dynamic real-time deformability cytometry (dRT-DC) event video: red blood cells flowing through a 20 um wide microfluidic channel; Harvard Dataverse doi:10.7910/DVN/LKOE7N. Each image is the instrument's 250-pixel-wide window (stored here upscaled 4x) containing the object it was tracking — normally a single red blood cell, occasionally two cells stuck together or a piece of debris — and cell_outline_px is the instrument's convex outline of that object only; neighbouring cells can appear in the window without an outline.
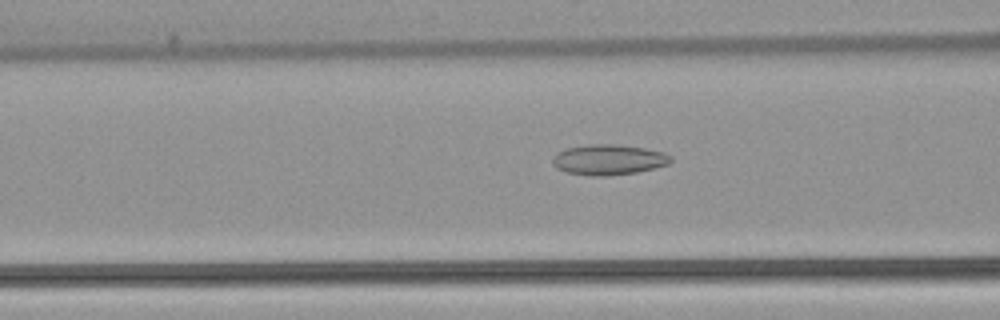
{"species": "common noctule bat (a hibernating species)", "species_latin": "Nyctalus noctula", "temperature_condition": "warm", "stored_images_in_passage": 53, "camera_frame_rate_fps": 3000, "um_per_image_px": 0.085, "animal": {"sex": "female", "body_mass_g": 22.7, "forearm_length_mm": 54.2}, "frame": {"image": 1, "passage_image": 21, "time_ms": 6.667, "image_size_px": [1000, 320], "cell_outline_px": [[672, 160], [668, 164], [636, 172], [604, 176], [588, 176], [568, 172], [556, 168], [552, 164], [552, 156], [556, 152], [564, 148], [588, 144], [616, 144], [644, 148], [664, 152], [672, 156]], "centroid_in_image_um": [51.68, 13.56], "position_along_channel_um": 114.9, "area_um2": 21.1}}
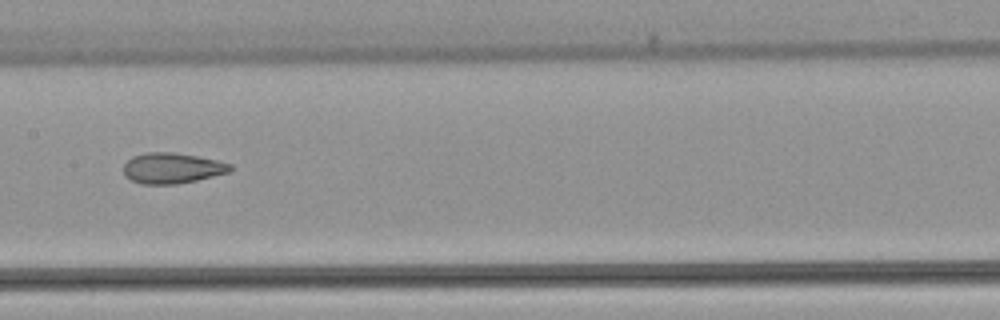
{"frame": {"image": 2, "passage_image": 27, "time_ms": 8.667, "image_size_px": [1000, 320], "cell_outline_px": [[232, 168], [228, 172], [196, 180], [176, 184], [140, 184], [124, 176], [124, 164], [132, 156], [148, 152], [172, 152], [196, 156], [216, 160], [232, 164]], "centroid_in_image_um": [14.59, 14.29], "position_along_channel_um": 192.8, "area_um2": 18.9}}
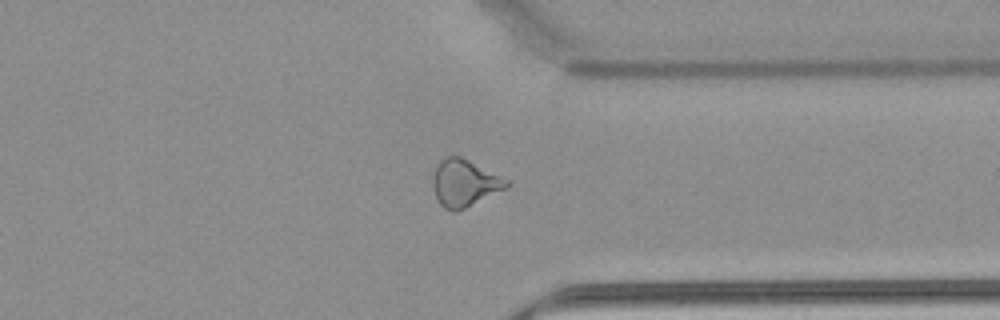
{"frame": {"image": 3, "passage_image": 41, "time_ms": 13.333, "image_size_px": [1000, 320], "cell_outline_px": [[508, 188], [456, 212], [452, 212], [444, 208], [440, 204], [432, 188], [432, 180], [436, 164], [444, 156], [460, 156], [508, 180]], "centroid_in_image_um": [39.44, 15.57], "position_along_channel_um": 372.0, "area_um2": 20.17}, "authors_computed_cell_mechanics": {"area_um2": 22.0218, "velocity_mm_per_s": 3.8865, "shape_relaxation_time_tau1_ms": null, "shape_relaxation_time_tau2_ms": 2.0399, "deformation_change_tau1": null, "deformation_change_tau2": 0.0975}}